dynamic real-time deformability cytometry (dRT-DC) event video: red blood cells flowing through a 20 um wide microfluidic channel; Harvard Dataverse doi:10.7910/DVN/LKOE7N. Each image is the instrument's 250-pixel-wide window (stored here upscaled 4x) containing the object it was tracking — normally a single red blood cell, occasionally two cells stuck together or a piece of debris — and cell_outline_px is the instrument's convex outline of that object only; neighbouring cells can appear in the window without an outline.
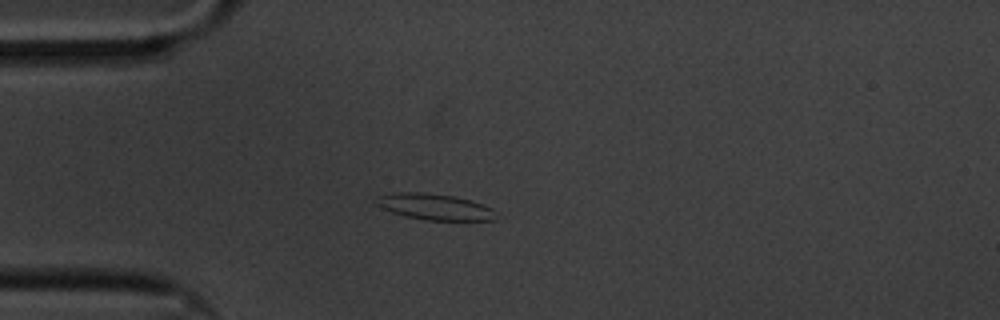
{"species": "common noctule bat (a hibernating species)", "species_latin": "Nyctalus noctula", "temperature_condition": "cold", "stored_images_in_passage": 60, "camera_frame_rate_fps": 3000, "um_per_image_px": 0.085, "animal": {"sex": "male", "body_mass_g": 20.1, "forearm_length_mm": 53.5}, "frame": {"image": 1, "passage_image": 16, "time_ms": 5.0, "image_size_px": [1000, 320], "cell_outline_px": [[496, 220], [428, 220], [404, 216], [392, 212], [376, 204], [376, 196], [392, 192], [420, 192], [456, 196], [472, 200], [492, 208], [496, 212]], "centroid_in_image_um": [36.96, 17.57], "position_along_channel_um": 48.0, "area_um2": 18.32}}
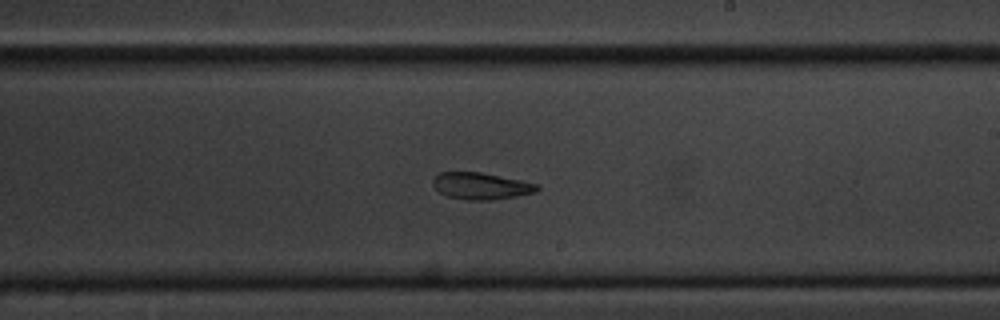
{"frame": {"image": 2, "passage_image": 35, "time_ms": 11.333, "image_size_px": [1000, 320], "cell_outline_px": [[540, 188], [536, 192], [516, 196], [492, 200], [468, 200], [448, 196], [440, 192], [432, 184], [432, 180], [436, 172], [480, 172], [540, 184]], "centroid_in_image_um": [40.88, 15.8], "position_along_channel_um": 248.1, "area_um2": 16.3}}
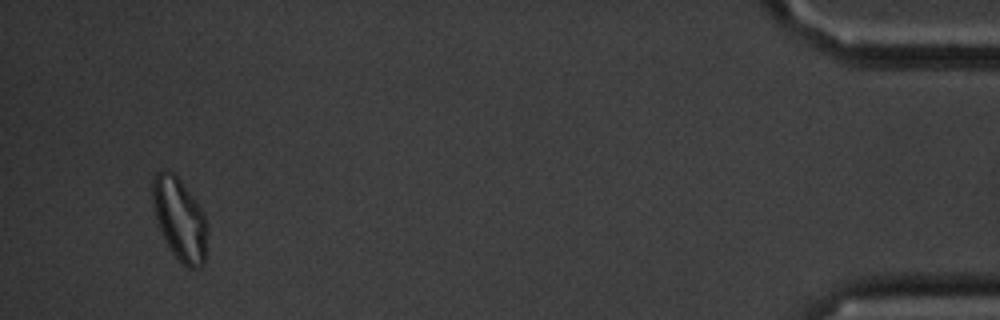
{"frame": {"image": 3, "passage_image": 57, "time_ms": 18.667, "image_size_px": [1000, 320], "cell_outline_px": [[208, 232], [204, 264], [200, 268], [188, 268], [168, 248], [156, 224], [152, 204], [152, 176], [160, 168], [168, 168], [180, 180], [192, 196], [200, 208], [204, 216], [208, 228]], "centroid_in_image_um": [15.23, 18.61], "position_along_channel_um": 420.0, "area_um2": 26.76}, "authors_computed_cell_mechanics": {"area_um2": 18.3226, "velocity_mm_per_s": 3.3722, "shape_relaxation_time_tau1_ms": null, "shape_relaxation_time_tau2_ms": 5.5345, "deformation_change_tau1": null, "deformation_change_tau2": 0.1259}}